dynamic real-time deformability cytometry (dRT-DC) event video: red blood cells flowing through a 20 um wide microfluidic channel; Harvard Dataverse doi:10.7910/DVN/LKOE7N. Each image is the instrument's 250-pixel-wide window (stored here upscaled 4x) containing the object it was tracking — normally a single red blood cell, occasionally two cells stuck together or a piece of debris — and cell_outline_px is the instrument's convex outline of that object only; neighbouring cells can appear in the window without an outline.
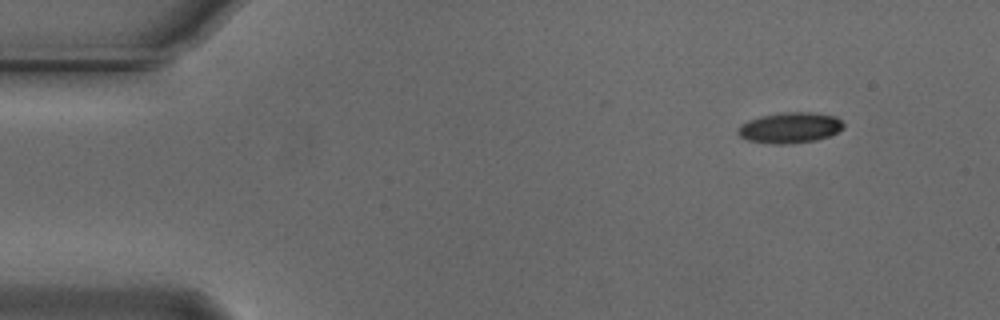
{"species": "Egyptian fruit bat (a non-hibernating species)", "species_latin": "Rousettus aegyptiacus", "temperature_condition": "cold", "stored_images_in_passage": 50, "camera_frame_rate_fps": 3000, "um_per_image_px": 0.085, "animal": {"sex": "male"}, "frame": {"image": 1, "passage_image": 1, "time_ms": 0.0, "image_size_px": [1000, 320], "cell_outline_px": [[844, 128], [828, 136], [816, 140], [792, 144], [768, 144], [748, 140], [740, 136], [736, 132], [740, 124], [748, 120], [764, 116], [784, 112], [808, 112], [836, 116], [844, 124]], "centroid_in_image_um": [67.13, 10.87], "position_along_channel_um": 17.9, "area_um2": 18.9}}
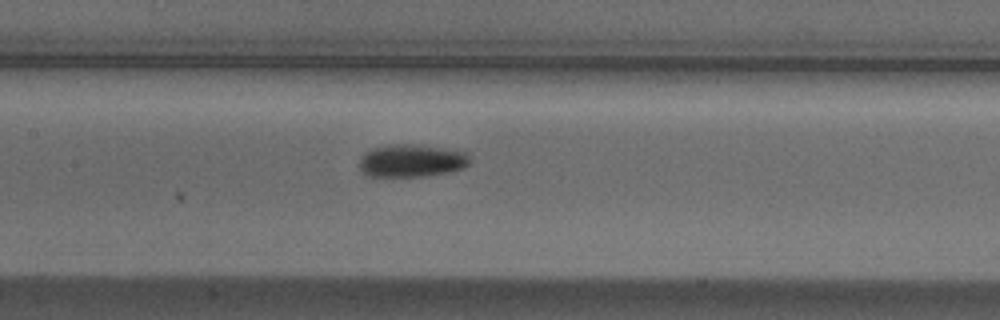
{"frame": {"image": 2, "passage_image": 21, "time_ms": 6.667, "image_size_px": [1000, 320], "cell_outline_px": [[468, 164], [460, 168], [448, 172], [428, 176], [364, 176], [360, 168], [360, 156], [364, 152], [372, 148], [388, 144], [412, 144], [444, 148], [464, 152], [468, 156]], "centroid_in_image_um": [34.9, 13.65], "position_along_channel_um": 172.5, "area_um2": 20.98}}
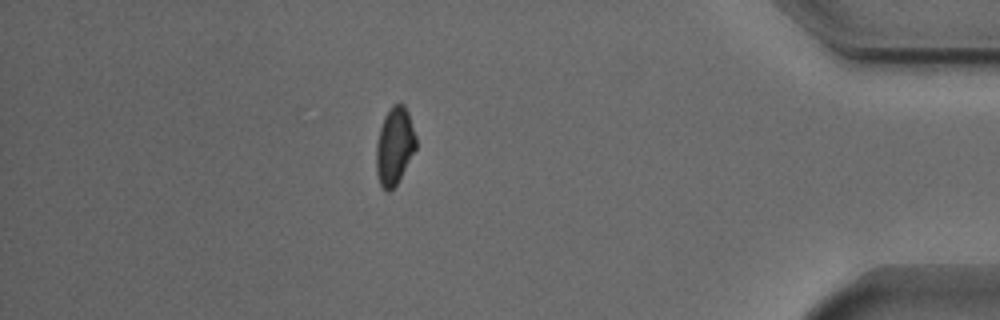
{"frame": {"image": 3, "passage_image": 43, "time_ms": 14.0, "image_size_px": [1000, 320], "cell_outline_px": [[416, 148], [396, 184], [388, 192], [380, 184], [376, 172], [376, 144], [380, 128], [384, 116], [392, 104], [404, 104], [408, 112], [416, 136]], "centroid_in_image_um": [33.52, 12.38], "position_along_channel_um": 401.7, "area_um2": 17.74}, "authors_computed_cell_mechanics": {"area_um2": 19.3341, "velocity_mm_per_s": 3.7309, "shape_relaxation_time_tau1_ms": 5.0111, "shape_relaxation_time_tau2_ms": null, "deformation_change_tau1": 0.1262, "deformation_change_tau2": null}}